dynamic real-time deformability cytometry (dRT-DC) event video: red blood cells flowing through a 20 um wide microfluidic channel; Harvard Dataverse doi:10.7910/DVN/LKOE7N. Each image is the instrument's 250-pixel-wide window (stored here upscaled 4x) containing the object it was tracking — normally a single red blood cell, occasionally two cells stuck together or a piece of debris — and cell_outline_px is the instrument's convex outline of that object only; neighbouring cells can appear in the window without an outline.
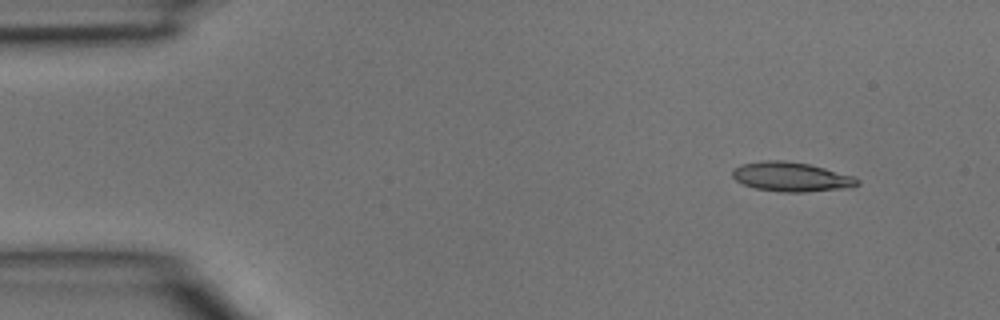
{"species": "common noctule bat (a hibernating species)", "species_latin": "Nyctalus noctula", "temperature_condition": "room temperature", "stored_images_in_passage": 2, "camera_frame_rate_fps": 3000, "um_per_image_px": 0.085, "animal": {"sex": "male", "body_mass_g": 15.6}, "frame": {"image": 1, "passage_image": 1, "time_ms": 0.0, "image_size_px": [1000, 320], "cell_outline_px": [[860, 184], [852, 188], [804, 192], [784, 192], [756, 188], [744, 184], [736, 180], [732, 176], [732, 172], [740, 164], [764, 160], [784, 160], [808, 164], [824, 168], [852, 176], [860, 180]], "centroid_in_image_um": [67.29, 15.03], "position_along_channel_um": 17.7, "area_um2": 21.33}}